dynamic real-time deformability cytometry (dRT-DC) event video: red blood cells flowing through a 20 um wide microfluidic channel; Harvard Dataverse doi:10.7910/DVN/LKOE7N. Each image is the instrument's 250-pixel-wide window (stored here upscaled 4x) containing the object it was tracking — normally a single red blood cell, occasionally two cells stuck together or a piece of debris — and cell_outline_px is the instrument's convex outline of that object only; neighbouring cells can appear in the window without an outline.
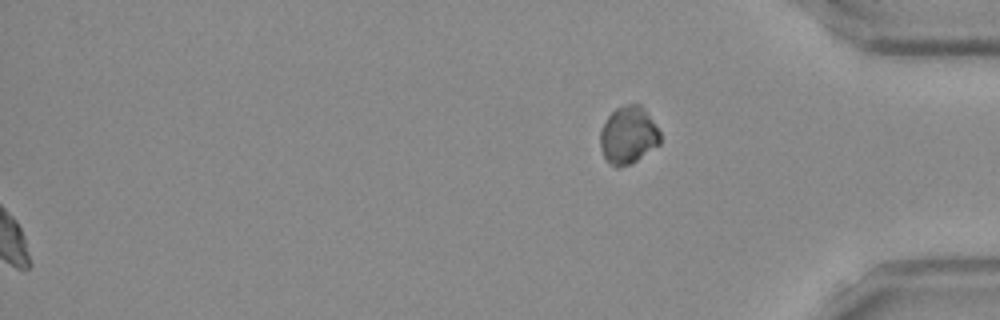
{"species": "Egyptian fruit bat (a non-hibernating species)", "species_latin": "Rousettus aegyptiacus", "temperature_condition": "room temperature", "stored_images_in_passage": 48, "segment_of_instrument_passage": [2, 2], "camera_frame_rate_fps": 3000, "um_per_image_px": 0.085, "frame": {"image": 1, "passage_image": 48, "time_ms": 15.667, "image_size_px": [1000, 320], "cell_outline_px": [[660, 144], [632, 164], [620, 168], [616, 168], [608, 164], [604, 160], [600, 148], [600, 132], [608, 116], [616, 108], [624, 104], [640, 104], [644, 108], [660, 132]], "centroid_in_image_um": [53.38, 11.53], "position_along_channel_um": 381.8, "area_um2": 20.4}}